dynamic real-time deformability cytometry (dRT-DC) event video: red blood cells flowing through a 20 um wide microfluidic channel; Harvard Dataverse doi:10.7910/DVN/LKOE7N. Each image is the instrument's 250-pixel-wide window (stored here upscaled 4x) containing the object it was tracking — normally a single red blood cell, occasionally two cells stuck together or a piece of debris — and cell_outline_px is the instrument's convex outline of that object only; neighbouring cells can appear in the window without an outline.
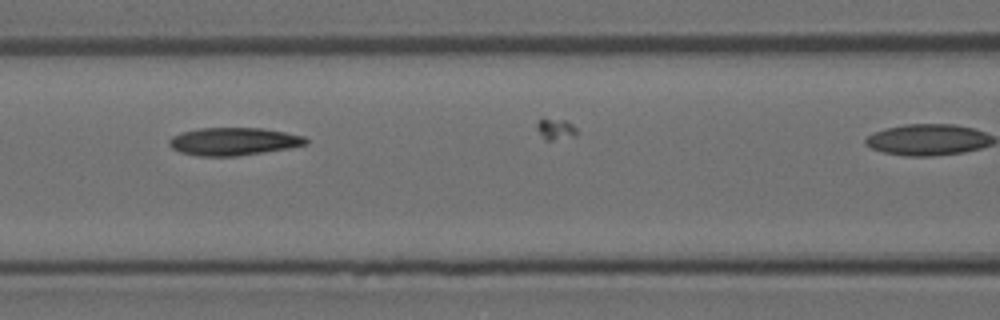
{"species": "Egyptian fruit bat (a non-hibernating species)", "species_latin": "Rousettus aegyptiacus", "temperature_condition": "room temperature", "stored_images_in_passage": 9, "segment_of_instrument_passage": [1, 2], "camera_frame_rate_fps": 3000, "um_per_image_px": 0.085, "animal": {"sex": "female"}, "frame": {"image": 1, "passage_image": 4, "time_ms": 1.0, "image_size_px": [1000, 320], "cell_outline_px": [[308, 144], [292, 148], [236, 156], [196, 156], [180, 152], [172, 148], [168, 144], [168, 140], [172, 136], [184, 132], [200, 128], [264, 128], [304, 136], [308, 140]], "centroid_in_image_um": [19.87, 12.03], "position_along_channel_um": 146.7, "area_um2": 22.2}}
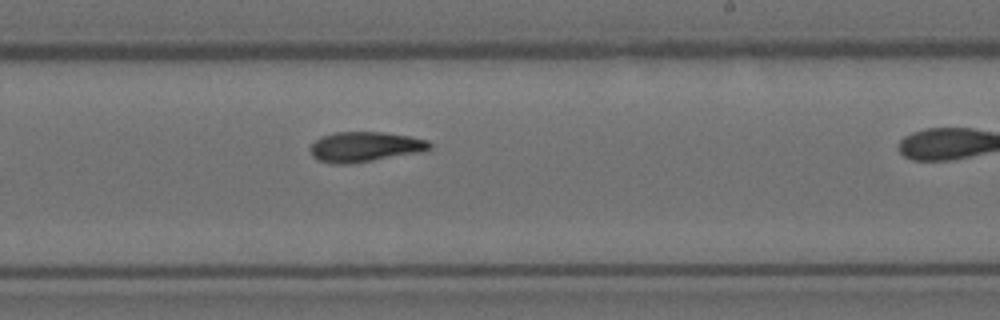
{"frame": {"image": 2, "passage_image": 8, "time_ms": 2.333, "image_size_px": [1000, 320], "cell_outline_px": [[432, 148], [424, 152], [348, 164], [332, 164], [320, 160], [312, 156], [308, 148], [320, 136], [336, 132], [384, 132], [412, 136], [428, 140], [432, 144]], "centroid_in_image_um": [31.05, 12.47], "position_along_channel_um": 257.9, "area_um2": 21.21}}